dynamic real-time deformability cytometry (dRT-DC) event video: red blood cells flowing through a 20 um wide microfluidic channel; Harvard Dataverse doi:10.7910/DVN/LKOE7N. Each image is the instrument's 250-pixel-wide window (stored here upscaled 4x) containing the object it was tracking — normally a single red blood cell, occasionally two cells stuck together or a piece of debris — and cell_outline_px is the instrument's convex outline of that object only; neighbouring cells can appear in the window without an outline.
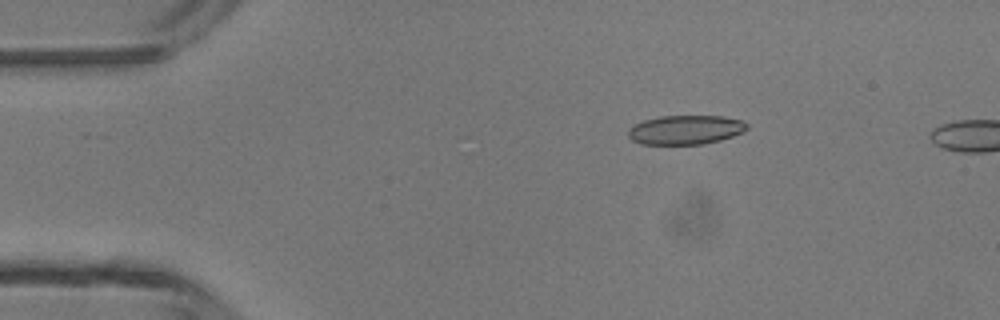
{"species": "common noctule bat (a hibernating species)", "species_latin": "Nyctalus noctula", "temperature_condition": "room temperature", "stored_images_in_passage": 3, "camera_frame_rate_fps": 3000, "um_per_image_px": 0.085, "animal": {"sex": "male", "body_mass_g": 13.3}, "frame": {"image": 1, "passage_image": 1, "time_ms": 0.0, "image_size_px": [1000, 320], "cell_outline_px": [[748, 128], [744, 132], [720, 140], [704, 144], [640, 144], [632, 140], [628, 136], [628, 128], [644, 120], [660, 116], [724, 116], [740, 120], [748, 124]], "centroid_in_image_um": [58.27, 11.03], "position_along_channel_um": 26.7, "area_um2": 20.23}}